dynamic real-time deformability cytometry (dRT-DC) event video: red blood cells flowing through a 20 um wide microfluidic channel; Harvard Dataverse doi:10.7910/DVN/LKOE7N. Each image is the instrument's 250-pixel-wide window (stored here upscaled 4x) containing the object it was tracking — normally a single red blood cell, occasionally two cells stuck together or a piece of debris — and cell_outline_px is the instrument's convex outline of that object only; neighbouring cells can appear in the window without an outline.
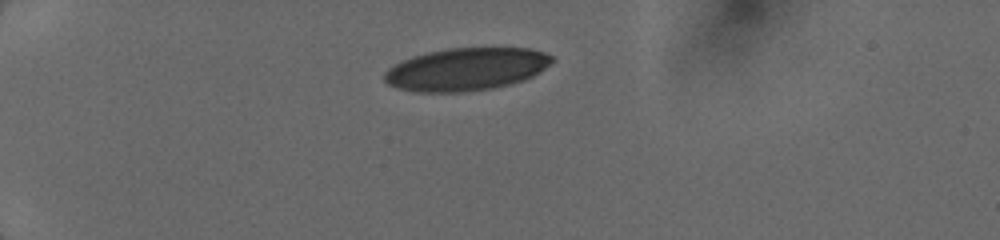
{"species": "human", "species_latin": "Homo sapiens", "temperature_condition": "cold", "stored_images_in_passage": 24, "camera_frame_rate_fps": 3000, "um_per_image_px": 0.085, "donor": {"sex": "female"}, "frame": {"image": 1, "passage_image": 1, "time_ms": 0.0, "image_size_px": [1000, 240], "cell_outline_px": [[556, 60], [532, 76], [524, 80], [512, 84], [492, 88], [464, 92], [416, 92], [396, 88], [388, 84], [384, 80], [384, 72], [388, 68], [412, 56], [428, 52], [448, 48], [528, 48], [544, 52], [552, 56]], "centroid_in_image_um": [39.62, 5.89], "position_along_channel_um": 45.4, "area_um2": 41.73}}
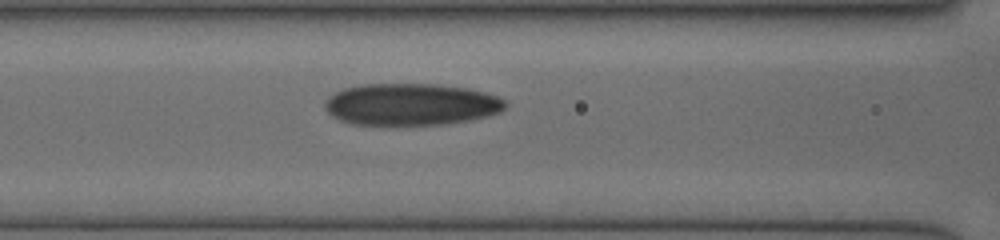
{"frame": {"image": 2, "passage_image": 13, "time_ms": 3.333, "image_size_px": [1000, 240], "cell_outline_px": [[508, 104], [500, 112], [488, 116], [468, 120], [444, 124], [352, 124], [340, 120], [332, 116], [328, 112], [324, 104], [328, 96], [344, 88], [360, 84], [440, 84], [468, 88], [484, 92], [496, 96], [504, 100]], "centroid_in_image_um": [34.94, 8.86], "position_along_channel_um": 131.7, "area_um2": 43.99}}
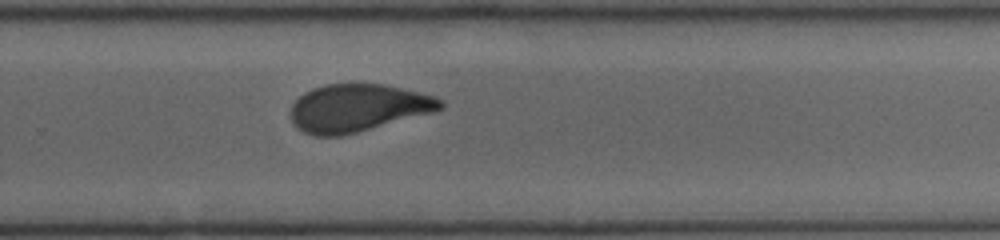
{"frame": {"image": 3, "passage_image": 24, "time_ms": 7.333, "image_size_px": [1000, 240], "cell_outline_px": [[444, 108], [432, 112], [356, 132], [340, 136], [316, 136], [304, 132], [296, 128], [292, 120], [292, 104], [304, 92], [312, 88], [324, 84], [384, 84], [420, 92], [436, 96], [444, 100]], "centroid_in_image_um": [30.42, 9.16], "position_along_channel_um": 299.4, "area_um2": 41.33}}